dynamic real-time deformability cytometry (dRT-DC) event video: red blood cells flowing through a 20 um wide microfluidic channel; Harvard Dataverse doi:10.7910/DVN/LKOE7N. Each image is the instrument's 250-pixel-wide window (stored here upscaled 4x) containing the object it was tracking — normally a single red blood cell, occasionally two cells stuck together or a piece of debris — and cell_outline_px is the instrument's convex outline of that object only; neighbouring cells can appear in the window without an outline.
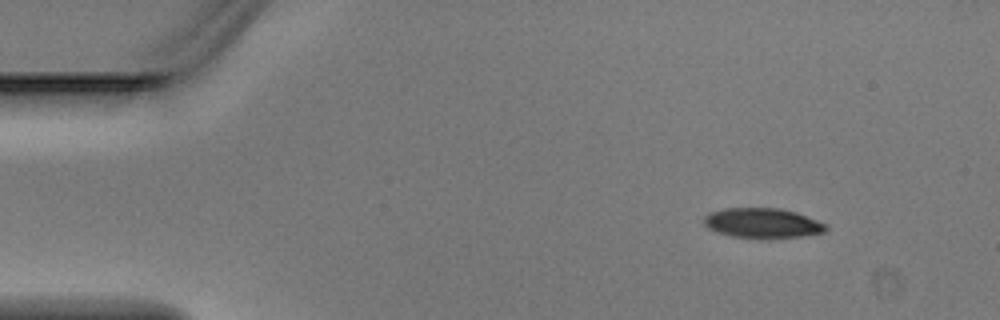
{"species": "Egyptian fruit bat (a non-hibernating species)", "species_latin": "Rousettus aegyptiacus", "temperature_condition": "warm", "stored_images_in_passage": 3, "camera_frame_rate_fps": 3000, "um_per_image_px": 0.085, "animal": {"sex": "male"}, "frame": {"image": 1, "passage_image": 1, "time_ms": 0.0, "image_size_px": [1000, 320], "cell_outline_px": [[828, 228], [824, 232], [800, 236], [732, 236], [716, 232], [708, 228], [704, 224], [704, 216], [708, 212], [724, 208], [780, 208], [796, 212], [828, 224]], "centroid_in_image_um": [64.79, 18.92], "position_along_channel_um": 20.2, "area_um2": 20.75}}
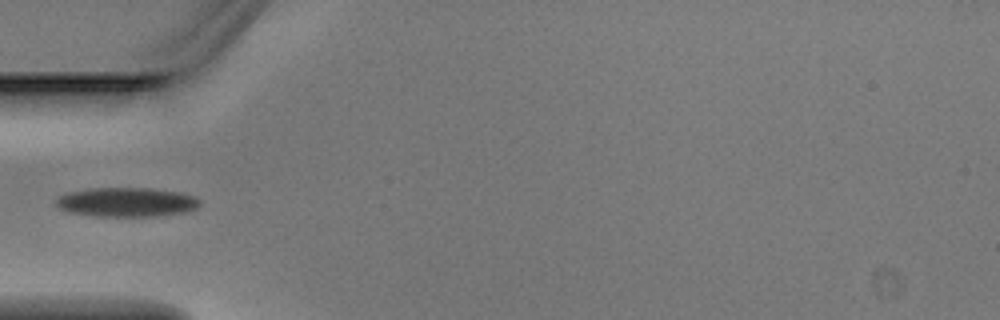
{"frame": {"image": 2, "passage_image": 3, "time_ms": 0.667, "image_size_px": [1000, 320], "cell_outline_px": [[200, 204], [196, 208], [184, 212], [160, 216], [100, 216], [72, 212], [60, 208], [56, 204], [56, 200], [60, 196], [68, 192], [88, 188], [148, 188], [180, 192], [196, 196], [200, 200]], "centroid_in_image_um": [10.81, 17.17], "position_along_channel_um": 74.2, "area_um2": 24.39}}